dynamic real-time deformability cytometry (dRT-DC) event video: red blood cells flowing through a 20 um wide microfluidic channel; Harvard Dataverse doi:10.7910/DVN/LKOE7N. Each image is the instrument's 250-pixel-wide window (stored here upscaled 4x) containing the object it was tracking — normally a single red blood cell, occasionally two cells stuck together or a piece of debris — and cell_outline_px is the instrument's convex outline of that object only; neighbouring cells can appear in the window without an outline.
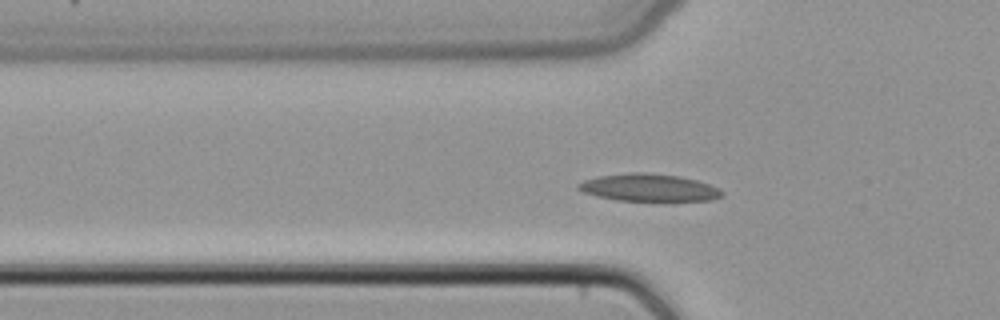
{"species": "common noctule bat (a hibernating species)", "species_latin": "Nyctalus noctula", "temperature_condition": "cold", "stored_images_in_passage": 34, "camera_frame_rate_fps": 3000, "um_per_image_px": 0.085, "animal": {"sex": "female", "body_mass_g": 22.7, "forearm_length_mm": 54.2}, "frame": {"image": 1, "passage_image": 7, "time_ms": 2.0, "image_size_px": [1000, 320], "cell_outline_px": [[724, 196], [712, 200], [616, 200], [596, 196], [584, 192], [576, 188], [576, 184], [584, 180], [596, 176], [632, 172], [644, 172], [680, 176], [696, 180], [720, 188], [724, 192]], "centroid_in_image_um": [55.14, 15.93], "position_along_channel_um": 70.7, "area_um2": 22.95}}
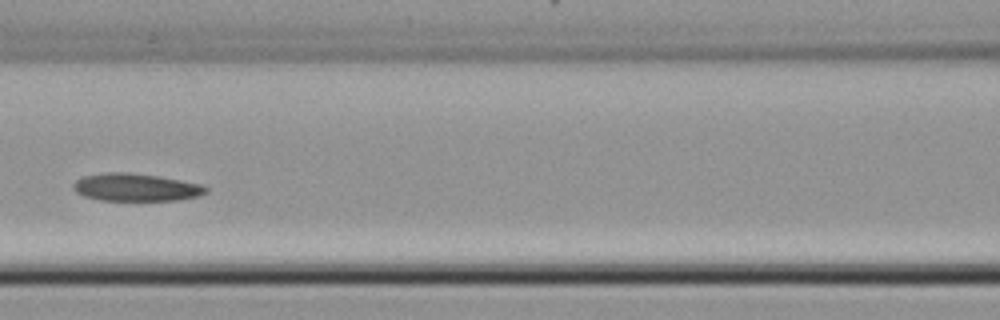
{"frame": {"image": 2, "passage_image": 13, "time_ms": 4.0, "image_size_px": [1000, 320], "cell_outline_px": [[208, 192], [200, 196], [176, 200], [100, 200], [84, 196], [76, 192], [72, 188], [72, 184], [76, 180], [84, 176], [108, 172], [128, 172], [160, 176], [200, 184], [208, 188]], "centroid_in_image_um": [11.55, 15.92], "position_along_channel_um": 155.1, "area_um2": 21.39}}
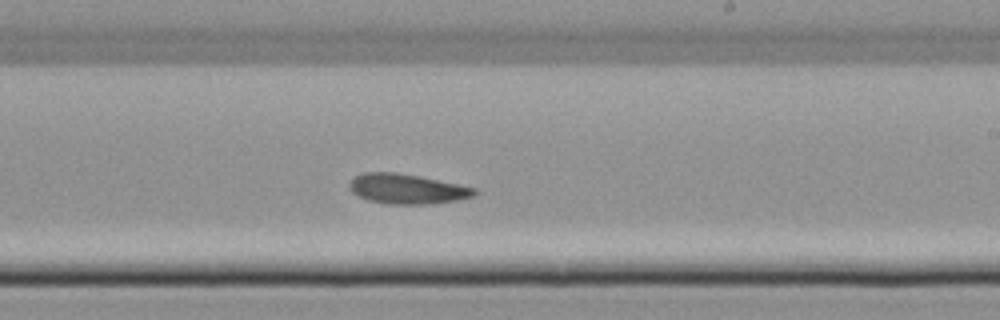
{"frame": {"image": 3, "passage_image": 20, "time_ms": 6.333, "image_size_px": [1000, 320], "cell_outline_px": [[476, 196], [456, 200], [432, 204], [388, 204], [368, 200], [352, 192], [348, 184], [356, 176], [364, 172], [396, 172], [420, 176], [476, 188]], "centroid_in_image_um": [34.61, 16.06], "position_along_channel_um": 254.4, "area_um2": 21.73}}